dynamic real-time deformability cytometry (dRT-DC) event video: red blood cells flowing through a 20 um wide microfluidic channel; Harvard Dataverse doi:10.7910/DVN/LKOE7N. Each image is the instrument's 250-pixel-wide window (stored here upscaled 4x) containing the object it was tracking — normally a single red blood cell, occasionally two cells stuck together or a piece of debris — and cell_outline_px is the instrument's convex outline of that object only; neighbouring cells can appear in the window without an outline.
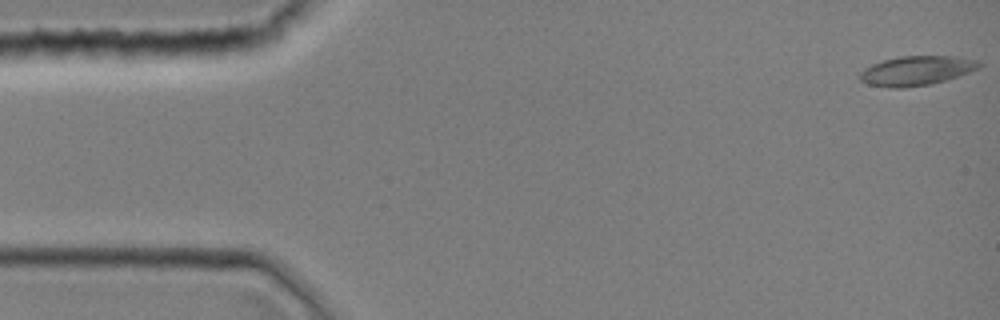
{"species": "common noctule bat (a hibernating species)", "species_latin": "Nyctalus noctula", "temperature_condition": "room temperature", "stored_images_in_passage": 44, "camera_frame_rate_fps": 3000, "um_per_image_px": 0.085, "animal": {"sex": "female", "body_mass_g": 19.0, "forearm_length_mm": 51.5}, "frame": {"image": 1, "passage_image": 1, "time_ms": 0.0, "image_size_px": [1000, 320], "cell_outline_px": [[980, 68], [932, 84], [904, 88], [888, 88], [868, 84], [860, 80], [860, 72], [864, 68], [872, 64], [884, 60], [900, 56], [956, 56], [976, 60], [980, 64]], "centroid_in_image_um": [77.86, 6.01], "position_along_channel_um": 7.1, "area_um2": 20.35}}
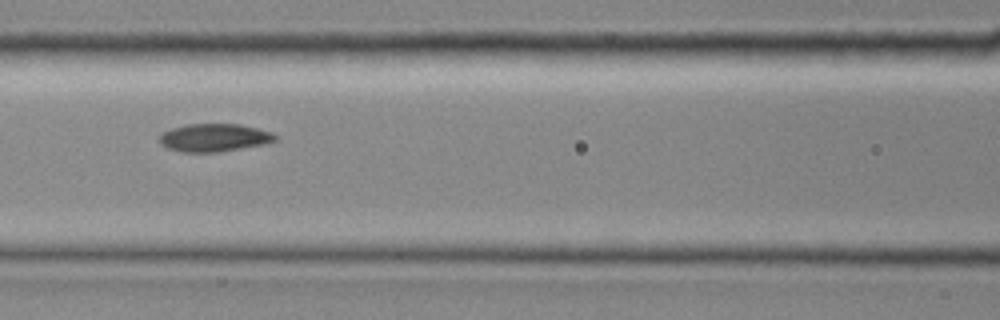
{"frame": {"image": 2, "passage_image": 19, "time_ms": 6.0, "image_size_px": [1000, 320], "cell_outline_px": [[276, 140], [268, 144], [220, 152], [180, 152], [168, 148], [160, 144], [160, 132], [184, 124], [240, 124], [272, 132], [276, 136]], "centroid_in_image_um": [18.2, 11.7], "position_along_channel_um": 148.4, "area_um2": 19.07}}
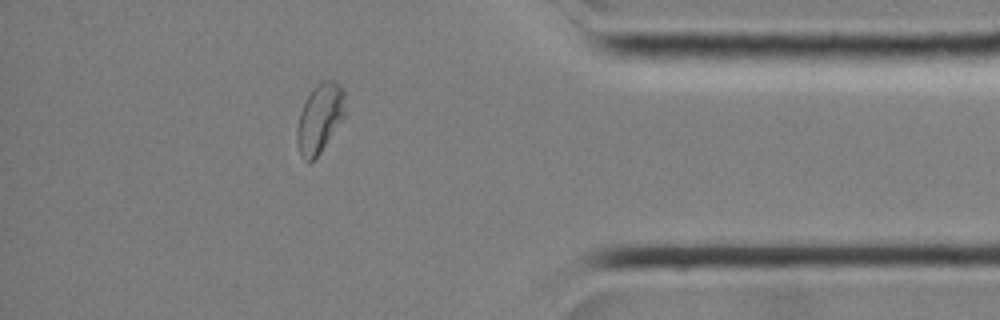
{"frame": {"image": 3, "passage_image": 38, "time_ms": 12.333, "image_size_px": [1000, 320], "cell_outline_px": [[344, 116], [320, 152], [308, 164], [300, 156], [296, 144], [296, 128], [300, 112], [312, 88], [320, 80], [332, 80], [340, 84], [344, 88]], "centroid_in_image_um": [27.15, 10.04], "position_along_channel_um": 408.1, "area_um2": 19.36}}